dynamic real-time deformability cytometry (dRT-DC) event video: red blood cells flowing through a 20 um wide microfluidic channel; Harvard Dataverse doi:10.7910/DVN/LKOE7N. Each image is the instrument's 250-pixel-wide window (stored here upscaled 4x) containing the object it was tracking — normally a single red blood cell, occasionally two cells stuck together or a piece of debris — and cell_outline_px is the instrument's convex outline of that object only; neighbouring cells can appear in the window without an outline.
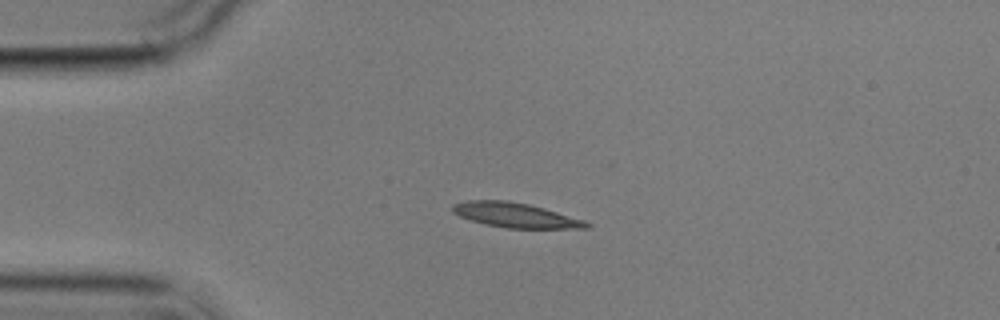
{"species": "common noctule bat (a hibernating species)", "species_latin": "Nyctalus noctula", "temperature_condition": "cold", "stored_images_in_passage": 3, "camera_frame_rate_fps": 3000, "um_per_image_px": 0.085, "animal": {"sex": "male", "body_mass_g": 17.9}, "frame": {"image": 1, "passage_image": 1, "time_ms": 0.0, "image_size_px": [1000, 320], "cell_outline_px": [[592, 224], [588, 228], [504, 228], [484, 224], [460, 216], [452, 212], [452, 204], [468, 200], [508, 200], [528, 204], [544, 208], [584, 220]], "centroid_in_image_um": [43.8, 18.28], "position_along_channel_um": 41.2, "area_um2": 19.25}}
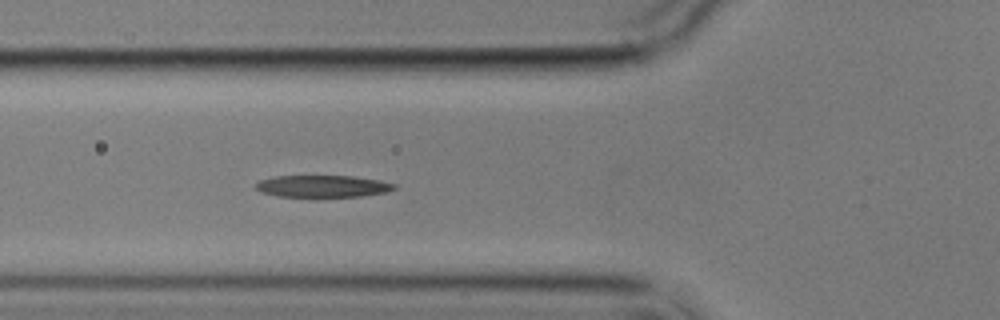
{"frame": {"image": 2, "passage_image": 3, "time_ms": 2.333, "image_size_px": [1000, 320], "cell_outline_px": [[396, 188], [388, 192], [360, 196], [280, 196], [260, 192], [256, 188], [256, 184], [260, 180], [272, 176], [352, 176], [380, 180], [396, 184]], "centroid_in_image_um": [27.45, 15.82], "position_along_channel_um": 98.4, "area_um2": 17.57}}